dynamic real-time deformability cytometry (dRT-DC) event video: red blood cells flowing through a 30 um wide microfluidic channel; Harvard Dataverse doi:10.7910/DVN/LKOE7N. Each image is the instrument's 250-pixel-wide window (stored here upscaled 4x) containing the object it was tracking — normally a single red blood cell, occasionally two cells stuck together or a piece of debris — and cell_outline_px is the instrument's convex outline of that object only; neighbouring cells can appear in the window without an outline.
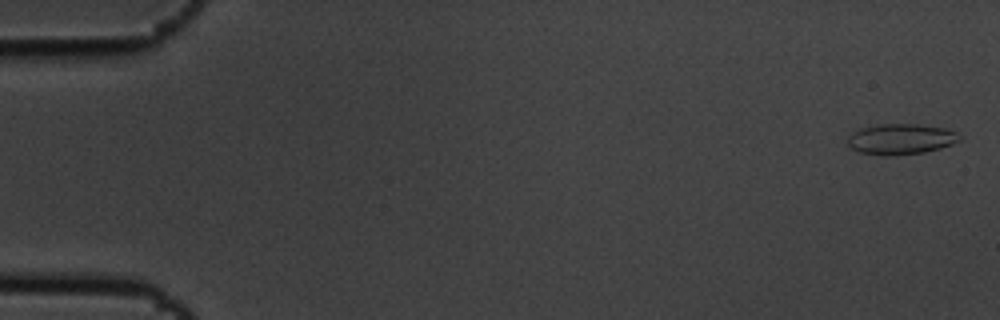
{"species": "common noctule bat (a hibernating species)", "species_latin": "Nyctalus noctula", "temperature_condition": "cold", "stored_images_in_passage": 5, "camera_frame_rate_fps": 3000, "um_per_image_px": 0.085, "animal": {"sex": "male", "body_mass_g": 19.5, "forearm_length_mm": 54.6}, "frame": {"image": 1, "passage_image": 1, "time_ms": 0.0, "image_size_px": [1000, 320], "cell_outline_px": [[960, 140], [952, 144], [940, 148], [924, 152], [888, 156], [884, 156], [860, 152], [852, 148], [848, 144], [848, 136], [852, 132], [860, 128], [880, 124], [920, 124], [944, 128], [956, 132], [960, 136]], "centroid_in_image_um": [76.56, 11.82], "position_along_channel_um": 8.4, "area_um2": 19.94}}
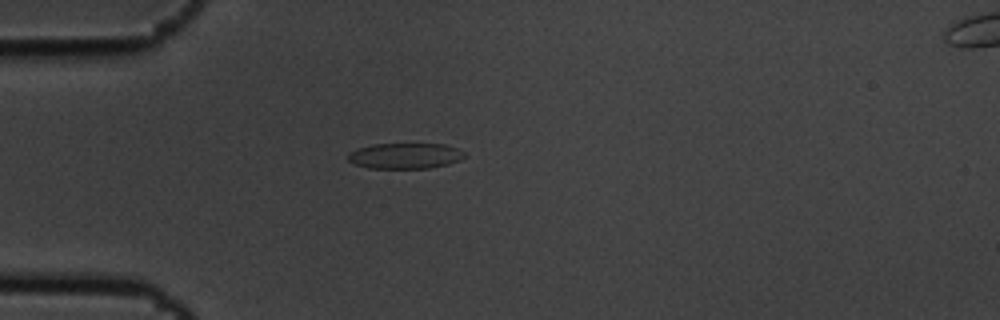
{"frame": {"image": 2, "passage_image": 4, "time_ms": 1.0, "image_size_px": [1000, 320], "cell_outline_px": [[464, 156], [460, 160], [448, 164], [428, 168], [368, 168], [352, 164], [348, 160], [348, 152], [356, 148], [372, 144], [444, 144], [456, 148], [464, 152]], "centroid_in_image_um": [34.37, 13.24], "position_along_channel_um": 50.6, "area_um2": 17.51}}